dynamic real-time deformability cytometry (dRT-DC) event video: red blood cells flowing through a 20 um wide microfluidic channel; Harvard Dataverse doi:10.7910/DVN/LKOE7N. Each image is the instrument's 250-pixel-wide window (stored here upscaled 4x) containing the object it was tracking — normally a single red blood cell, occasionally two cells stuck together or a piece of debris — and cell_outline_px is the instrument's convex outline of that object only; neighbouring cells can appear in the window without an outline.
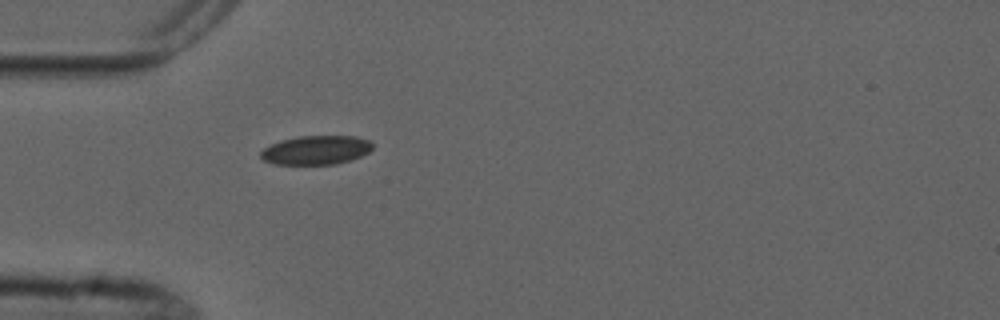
{"species": "common noctule bat (a hibernating species)", "species_latin": "Nyctalus noctula", "temperature_condition": "cold", "stored_images_in_passage": 1, "camera_frame_rate_fps": 3000, "um_per_image_px": 0.085, "animal": {"sex": "male", "forearm_length_mm": 52.5}, "frame": {"image": 1, "passage_image": 1, "time_ms": 0.0, "image_size_px": [1000, 320], "cell_outline_px": [[372, 148], [368, 152], [360, 156], [336, 164], [276, 164], [264, 160], [260, 156], [260, 152], [264, 148], [280, 140], [300, 136], [356, 136], [372, 140]], "centroid_in_image_um": [26.88, 12.74], "position_along_channel_um": 58.1, "area_um2": 18.79}}